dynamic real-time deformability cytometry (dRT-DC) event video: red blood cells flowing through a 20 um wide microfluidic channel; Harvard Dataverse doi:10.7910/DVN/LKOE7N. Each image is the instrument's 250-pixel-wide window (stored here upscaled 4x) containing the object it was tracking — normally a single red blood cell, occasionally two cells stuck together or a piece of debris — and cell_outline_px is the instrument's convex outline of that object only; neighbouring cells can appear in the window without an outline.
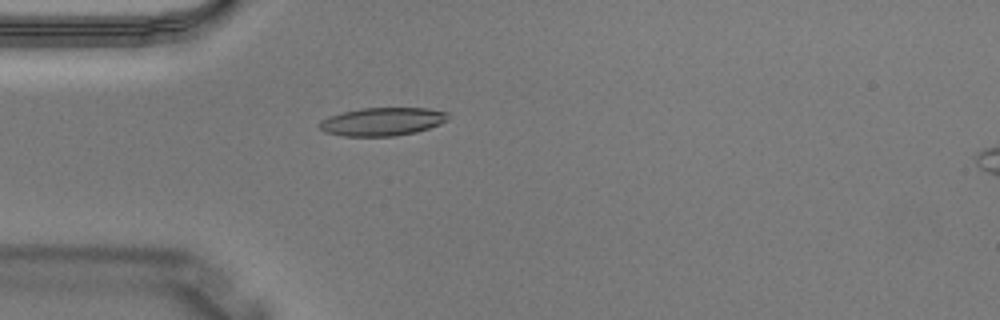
{"species": "Egyptian fruit bat (a non-hibernating species)", "species_latin": "Rousettus aegyptiacus", "temperature_condition": "warm", "stored_images_in_passage": 5, "camera_frame_rate_fps": 3000, "um_per_image_px": 0.085, "animal": {"sex": "male"}, "frame": {"image": 1, "passage_image": 4, "time_ms": 1.0, "image_size_px": [1000, 320], "cell_outline_px": [[448, 120], [440, 124], [416, 132], [396, 136], [340, 136], [324, 132], [316, 124], [320, 120], [328, 116], [344, 112], [364, 108], [428, 108], [448, 112]], "centroid_in_image_um": [32.47, 10.34], "position_along_channel_um": 52.5, "area_um2": 21.27}}